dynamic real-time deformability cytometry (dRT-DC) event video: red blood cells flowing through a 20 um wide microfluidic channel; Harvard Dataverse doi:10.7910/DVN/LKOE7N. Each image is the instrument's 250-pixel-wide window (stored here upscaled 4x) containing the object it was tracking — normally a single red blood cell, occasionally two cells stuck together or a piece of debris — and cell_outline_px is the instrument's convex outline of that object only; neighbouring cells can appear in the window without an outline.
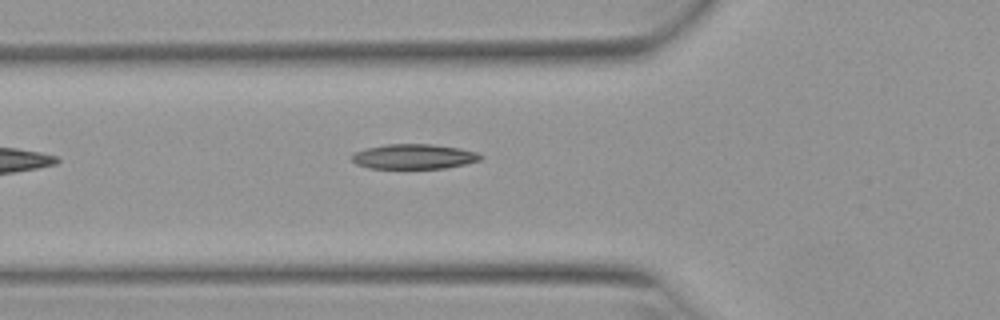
{"species": "Egyptian fruit bat (a non-hibernating species)", "species_latin": "Rousettus aegyptiacus", "temperature_condition": "warm", "stored_images_in_passage": 11, "camera_frame_rate_fps": 3000, "um_per_image_px": 0.085, "animal": {"sex": "female"}, "frame": {"image": 1, "passage_image": 4, "time_ms": 1.0, "image_size_px": [1000, 320], "cell_outline_px": [[484, 156], [480, 160], [464, 164], [444, 168], [368, 168], [356, 164], [352, 160], [352, 152], [364, 148], [388, 144], [432, 144], [460, 148], [476, 152]], "centroid_in_image_um": [35.15, 13.3], "position_along_channel_um": 90.7, "area_um2": 18.73}}